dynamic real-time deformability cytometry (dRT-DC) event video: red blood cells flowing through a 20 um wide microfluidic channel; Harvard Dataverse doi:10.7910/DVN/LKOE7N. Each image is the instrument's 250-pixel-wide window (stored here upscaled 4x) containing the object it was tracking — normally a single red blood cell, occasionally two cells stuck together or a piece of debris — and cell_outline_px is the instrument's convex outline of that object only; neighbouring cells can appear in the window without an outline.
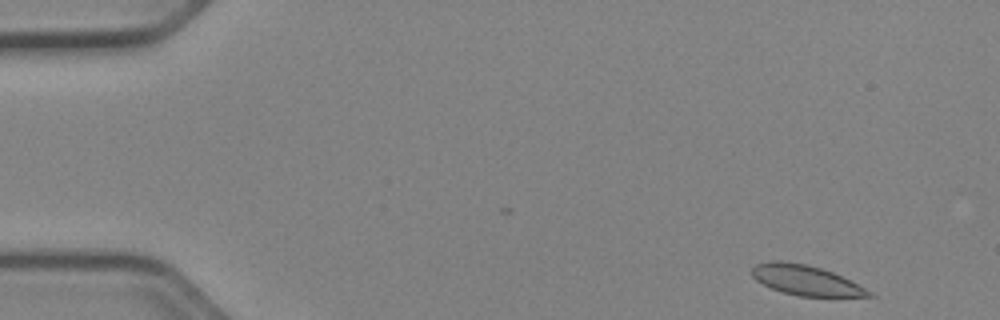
{"species": "Egyptian fruit bat (a non-hibernating species)", "species_latin": "Rousettus aegyptiacus", "temperature_condition": "cold", "stored_images_in_passage": 43, "camera_frame_rate_fps": 3000, "um_per_image_px": 0.085, "animal": {"sex": "female"}, "frame": {"image": 1, "passage_image": 2, "time_ms": 0.333, "image_size_px": [1000, 320], "cell_outline_px": [[876, 296], [800, 296], [784, 292], [772, 288], [756, 280], [752, 276], [752, 268], [756, 264], [772, 260], [776, 260], [808, 264], [832, 272], [872, 292]], "centroid_in_image_um": [68.45, 23.8], "position_along_channel_um": 16.5, "area_um2": 20.0}}
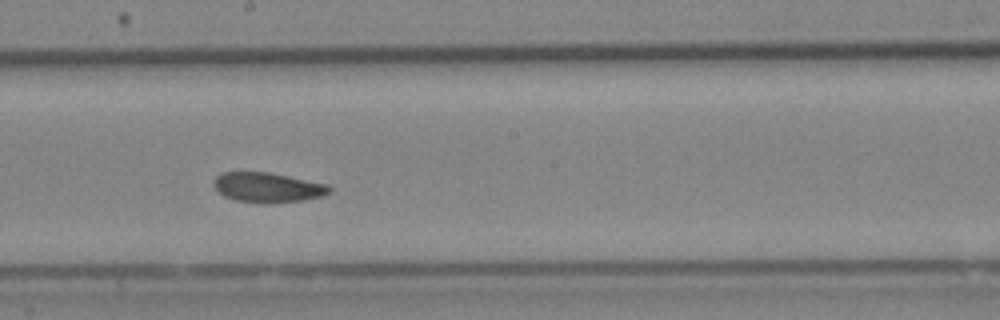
{"frame": {"image": 2, "passage_image": 27, "time_ms": 8.667, "image_size_px": [1000, 320], "cell_outline_px": [[332, 188], [324, 196], [304, 200], [236, 200], [224, 196], [212, 184], [212, 180], [220, 172], [268, 172], [328, 184]], "centroid_in_image_um": [22.73, 15.87], "position_along_channel_um": 225.5, "area_um2": 19.25}}
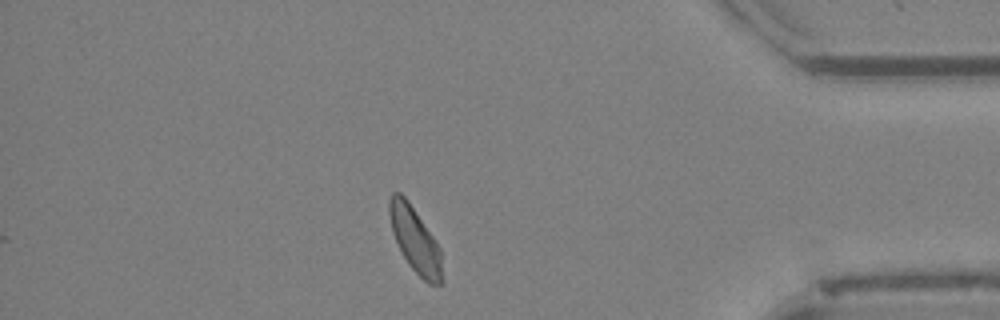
{"frame": {"image": 3, "passage_image": 43, "time_ms": 14.0, "image_size_px": [1000, 320], "cell_outline_px": [[444, 280], [440, 284], [428, 284], [408, 264], [392, 232], [388, 212], [388, 200], [392, 192], [400, 192], [408, 200], [440, 248]], "centroid_in_image_um": [35.28, 20.39], "position_along_channel_um": 399.9, "area_um2": 19.94}, "authors_computed_cell_mechanics": {"area_um2": 20.808, "velocity_mm_per_s": 3.9046, "shape_relaxation_time_tau1_ms": 6.5675, "shape_relaxation_time_tau2_ms": 2.5935, "deformation_change_tau1": 0.111, "deformation_change_tau2": 0.0502}}